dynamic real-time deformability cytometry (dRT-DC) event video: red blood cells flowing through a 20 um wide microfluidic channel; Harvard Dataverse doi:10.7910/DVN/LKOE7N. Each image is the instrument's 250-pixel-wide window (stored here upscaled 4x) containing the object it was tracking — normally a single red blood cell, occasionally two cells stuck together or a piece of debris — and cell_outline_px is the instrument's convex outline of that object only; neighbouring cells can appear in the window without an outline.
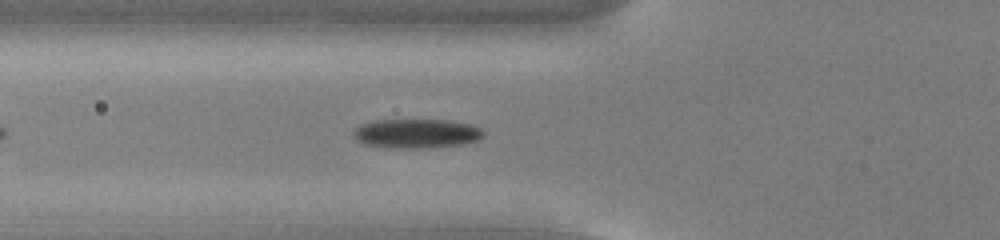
{"species": "common noctule bat (a hibernating species)", "species_latin": "Nyctalus noctula", "temperature_condition": "cold", "stored_images_in_passage": 41, "camera_frame_rate_fps": 3000, "um_per_image_px": 0.085, "animal": {"sex": "male", "body_mass_g": 13.0, "forearm_length_mm": 53.1}, "frame": {"image": 1, "passage_image": 7, "time_ms": 2.0, "image_size_px": [1000, 240], "cell_outline_px": [[484, 136], [476, 140], [460, 144], [420, 148], [400, 148], [364, 144], [356, 140], [352, 132], [360, 124], [372, 120], [448, 120], [472, 124], [480, 128], [484, 132]], "centroid_in_image_um": [35.38, 11.33], "position_along_channel_um": 90.4, "area_um2": 22.02}}
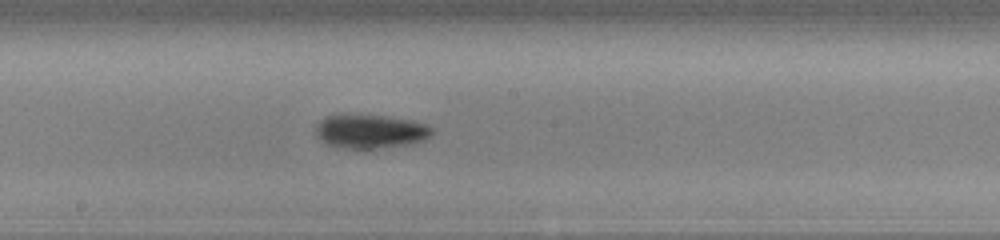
{"frame": {"image": 2, "passage_image": 17, "time_ms": 5.333, "image_size_px": [1000, 240], "cell_outline_px": [[432, 132], [424, 140], [404, 144], [376, 148], [336, 148], [320, 140], [316, 136], [316, 124], [320, 120], [328, 116], [340, 112], [388, 116], [412, 120], [424, 124], [432, 128]], "centroid_in_image_um": [31.38, 11.12], "position_along_channel_um": 216.8, "area_um2": 23.24}}
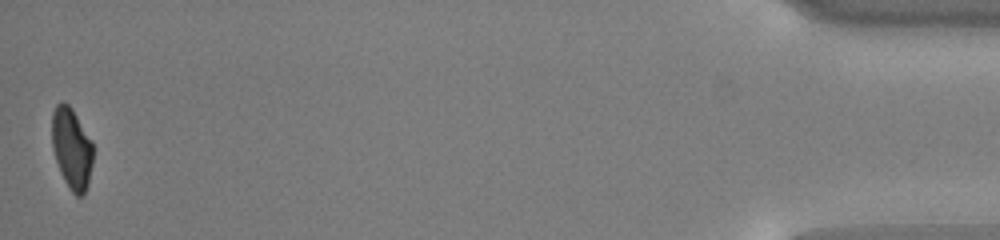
{"frame": {"image": 3, "passage_image": 41, "time_ms": 13.333, "image_size_px": [1000, 240], "cell_outline_px": [[92, 164], [88, 184], [84, 196], [76, 196], [72, 192], [64, 180], [60, 172], [52, 148], [52, 112], [56, 104], [60, 100], [68, 104], [72, 108], [92, 140]], "centroid_in_image_um": [6.09, 12.6], "position_along_channel_um": 429.1, "area_um2": 19.59}, "authors_computed_cell_mechanics": {"area_um2": 21.2126, "velocity_mm_per_s": 3.7806, "shape_relaxation_time_tau1_ms": 2.9816, "shape_relaxation_time_tau2_ms": null, "deformation_change_tau1": 0.1051, "deformation_change_tau2": null}}